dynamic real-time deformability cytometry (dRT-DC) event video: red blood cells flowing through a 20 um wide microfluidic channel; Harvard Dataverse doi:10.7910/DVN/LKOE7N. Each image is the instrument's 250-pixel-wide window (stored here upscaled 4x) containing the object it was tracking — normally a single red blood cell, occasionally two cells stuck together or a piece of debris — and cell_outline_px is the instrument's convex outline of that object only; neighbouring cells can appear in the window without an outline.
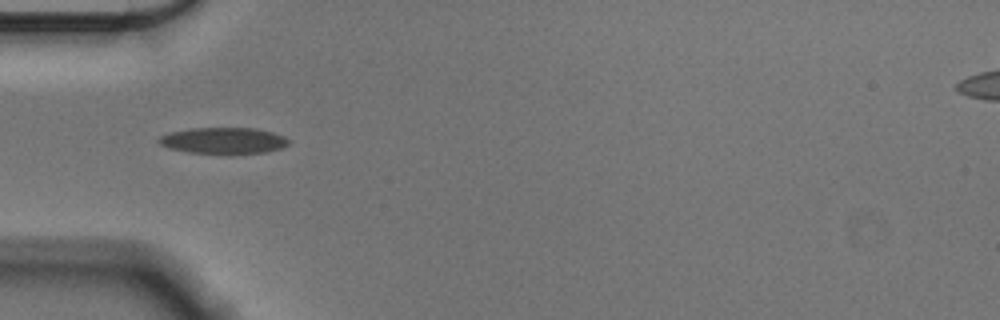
{"species": "Egyptian fruit bat (a non-hibernating species)", "species_latin": "Rousettus aegyptiacus", "temperature_condition": "cold", "stored_images_in_passage": 15, "camera_frame_rate_fps": 3000, "um_per_image_px": 0.085, "animal": {"sex": "male"}, "frame": {"image": 1, "passage_image": 1, "time_ms": 0.0, "image_size_px": [1000, 320], "cell_outline_px": [[292, 140], [288, 144], [280, 148], [264, 152], [188, 152], [168, 148], [160, 144], [156, 140], [160, 136], [168, 132], [192, 128], [256, 128], [272, 132], [284, 136]], "centroid_in_image_um": [18.97, 11.92], "position_along_channel_um": 66.0, "area_um2": 19.48}}
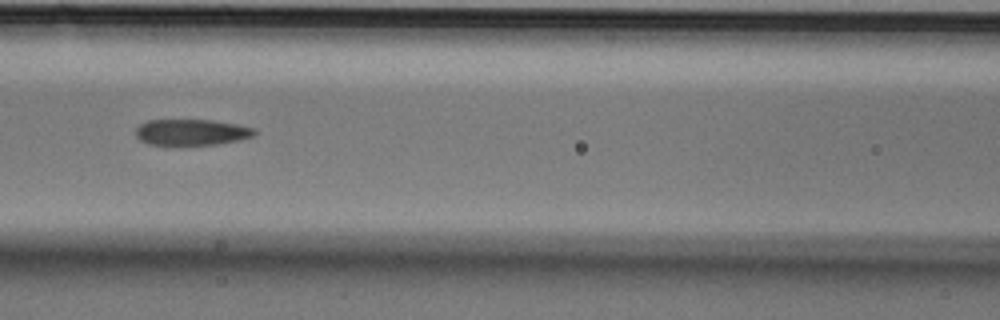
{"frame": {"image": 2, "passage_image": 8, "time_ms": 2.333, "image_size_px": [1000, 320], "cell_outline_px": [[256, 132], [252, 136], [240, 140], [216, 144], [172, 148], [148, 144], [140, 140], [136, 136], [136, 128], [140, 124], [148, 120], [212, 120], [236, 124], [252, 128]], "centroid_in_image_um": [16.2, 11.29], "position_along_channel_um": 150.4, "area_um2": 18.73}}
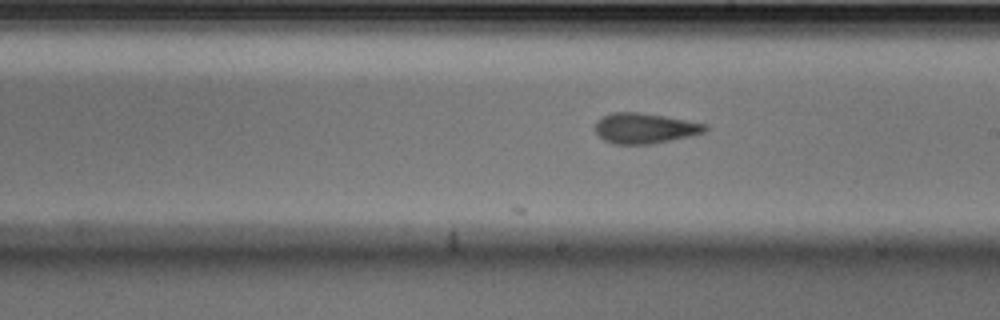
{"frame": {"image": 3, "passage_image": 15, "time_ms": 4.667, "image_size_px": [1000, 320], "cell_outline_px": [[708, 128], [704, 132], [692, 136], [652, 144], [612, 144], [604, 140], [596, 132], [596, 120], [600, 116], [612, 112], [640, 112], [664, 116], [708, 124]], "centroid_in_image_um": [54.8, 10.9], "position_along_channel_um": 234.2, "area_um2": 19.65}}